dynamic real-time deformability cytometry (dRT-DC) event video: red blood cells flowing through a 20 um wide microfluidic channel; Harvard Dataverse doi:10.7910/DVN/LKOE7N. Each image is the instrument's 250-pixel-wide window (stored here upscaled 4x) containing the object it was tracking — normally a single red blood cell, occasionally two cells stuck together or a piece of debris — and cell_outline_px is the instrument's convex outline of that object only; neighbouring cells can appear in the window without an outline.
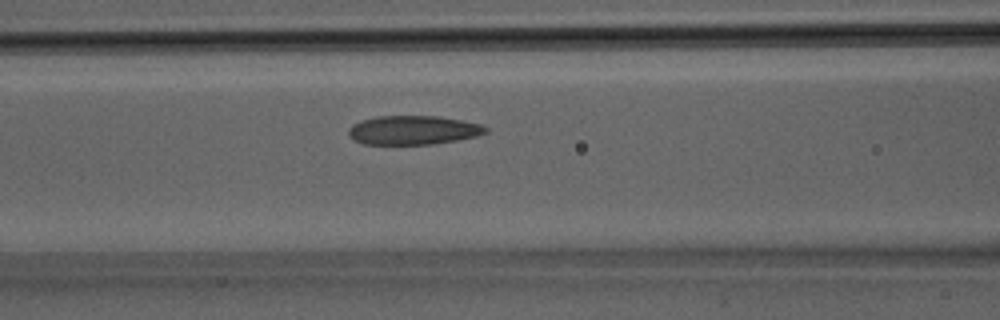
{"species": "Egyptian fruit bat (a non-hibernating species)", "species_latin": "Rousettus aegyptiacus", "temperature_condition": "room temperature", "stored_images_in_passage": 23, "camera_frame_rate_fps": 3000, "um_per_image_px": 0.085, "animal": {"sex": "male"}, "frame": {"image": 1, "passage_image": 5, "time_ms": 1.333, "image_size_px": [1000, 320], "cell_outline_px": [[488, 132], [476, 136], [456, 140], [432, 144], [364, 144], [348, 136], [348, 128], [352, 124], [360, 120], [376, 116], [436, 116], [460, 120], [480, 124], [488, 128]], "centroid_in_image_um": [35.08, 11.06], "position_along_channel_um": 131.5, "area_um2": 23.12}}
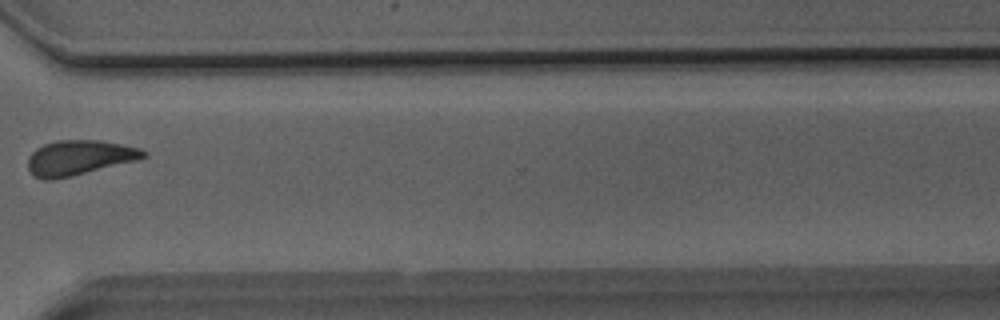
{"frame": {"image": 2, "passage_image": 16, "time_ms": 5.0, "image_size_px": [1000, 320], "cell_outline_px": [[148, 156], [136, 160], [72, 176], [52, 180], [44, 180], [32, 176], [28, 168], [28, 156], [36, 148], [44, 144], [60, 140], [100, 140], [140, 148], [148, 152]], "centroid_in_image_um": [6.7, 13.41], "position_along_channel_um": 363.9, "area_um2": 23.52}}
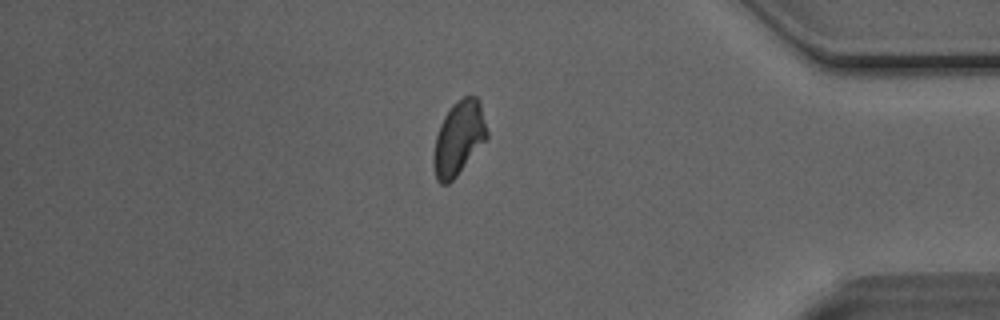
{"frame": {"image": 3, "passage_image": 19, "time_ms": 6.0, "image_size_px": [1000, 320], "cell_outline_px": [[488, 136], [456, 176], [448, 184], [440, 184], [436, 180], [432, 164], [432, 160], [436, 136], [440, 124], [444, 116], [452, 104], [456, 100], [464, 96], [476, 96], [480, 100], [488, 132]], "centroid_in_image_um": [38.97, 11.72], "position_along_channel_um": 396.2, "area_um2": 23.0}}